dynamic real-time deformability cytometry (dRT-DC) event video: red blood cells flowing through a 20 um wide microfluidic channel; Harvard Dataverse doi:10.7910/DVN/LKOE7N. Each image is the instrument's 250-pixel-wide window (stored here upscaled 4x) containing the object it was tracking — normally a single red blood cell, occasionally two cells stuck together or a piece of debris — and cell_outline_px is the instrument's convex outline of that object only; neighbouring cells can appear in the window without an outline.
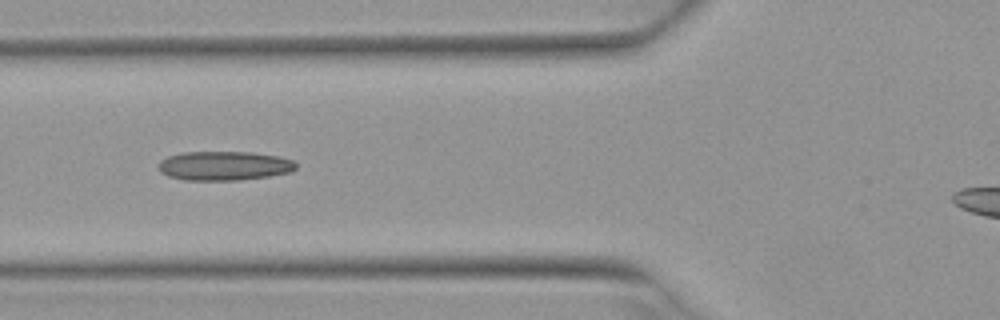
{"species": "Egyptian fruit bat (a non-hibernating species)", "species_latin": "Rousettus aegyptiacus", "temperature_condition": "warm", "stored_images_in_passage": 6, "camera_frame_rate_fps": 3000, "um_per_image_px": 0.085, "animal": {"sex": "female"}, "frame": {"image": 1, "passage_image": 6, "time_ms": 1.667, "image_size_px": [1000, 320], "cell_outline_px": [[296, 168], [292, 172], [268, 176], [240, 180], [184, 180], [168, 176], [160, 172], [156, 168], [160, 160], [168, 156], [184, 152], [252, 152], [276, 156], [292, 160], [296, 164]], "centroid_in_image_um": [19.01, 14.09], "position_along_channel_um": 106.8, "area_um2": 23.47}}